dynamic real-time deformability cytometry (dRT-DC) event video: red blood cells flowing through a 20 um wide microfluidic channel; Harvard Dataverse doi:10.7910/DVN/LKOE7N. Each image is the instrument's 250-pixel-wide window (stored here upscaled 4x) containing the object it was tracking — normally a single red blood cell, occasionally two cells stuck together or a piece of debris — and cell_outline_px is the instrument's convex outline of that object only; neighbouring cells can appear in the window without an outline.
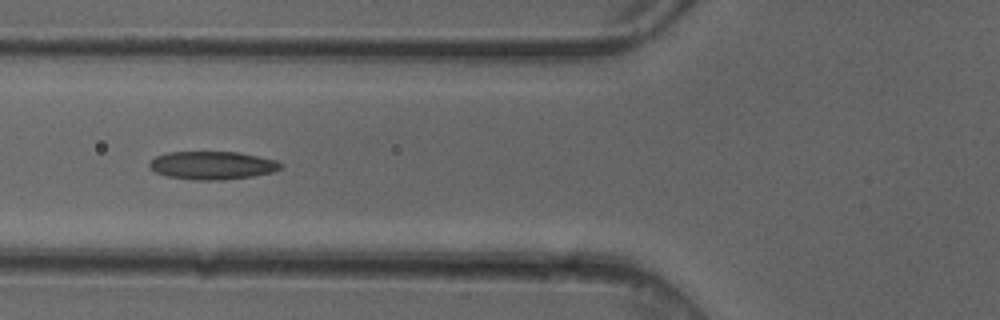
{"species": "common noctule bat (a hibernating species)", "species_latin": "Nyctalus noctula", "temperature_condition": "cold", "stored_images_in_passage": 7, "camera_frame_rate_fps": 3000, "um_per_image_px": 0.085, "animal": {"sex": "female"}, "frame": {"image": 1, "passage_image": 6, "time_ms": 1.667, "image_size_px": [1000, 320], "cell_outline_px": [[284, 164], [280, 168], [272, 172], [252, 176], [220, 180], [192, 180], [168, 176], [156, 172], [148, 168], [148, 164], [156, 156], [168, 152], [236, 152], [276, 160]], "centroid_in_image_um": [18.02, 14.06], "position_along_channel_um": 107.8, "area_um2": 21.39}}
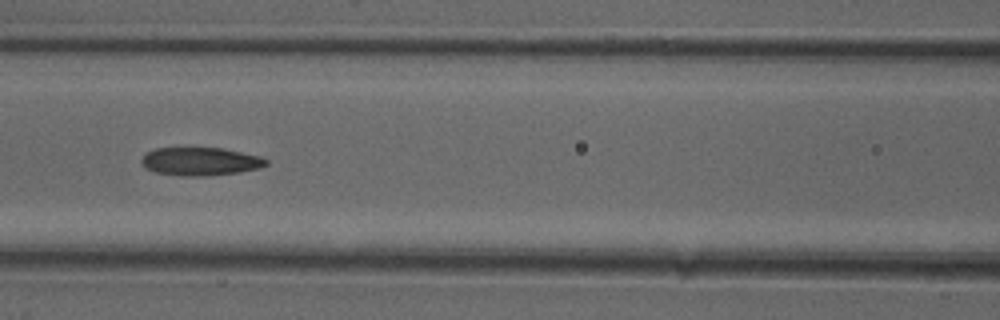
{"frame": {"image": 2, "passage_image": 7, "time_ms": 2.0, "image_size_px": [1000, 320], "cell_outline_px": [[268, 164], [260, 168], [240, 172], [208, 176], [180, 176], [156, 172], [144, 168], [140, 160], [148, 152], [156, 148], [224, 148], [264, 156], [268, 160]], "centroid_in_image_um": [17.09, 13.72], "position_along_channel_um": 149.5, "area_um2": 20.75}}